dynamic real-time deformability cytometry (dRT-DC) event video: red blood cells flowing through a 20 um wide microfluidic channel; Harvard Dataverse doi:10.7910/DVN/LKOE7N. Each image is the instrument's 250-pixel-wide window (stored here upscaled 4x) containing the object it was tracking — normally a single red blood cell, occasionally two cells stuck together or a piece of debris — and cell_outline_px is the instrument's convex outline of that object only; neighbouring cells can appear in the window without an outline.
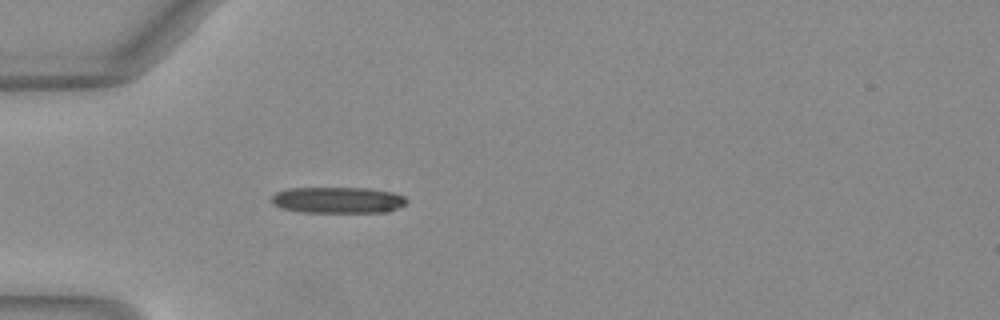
{"species": "Egyptian fruit bat (a non-hibernating species)", "species_latin": "Rousettus aegyptiacus", "temperature_condition": "warm", "stored_images_in_passage": 8, "camera_frame_rate_fps": 3000, "um_per_image_px": 0.085, "animal": {"sex": "female"}, "frame": {"image": 1, "passage_image": 1, "time_ms": 0.0, "image_size_px": [1000, 320], "cell_outline_px": [[408, 200], [400, 208], [388, 212], [300, 212], [280, 208], [272, 204], [272, 196], [276, 192], [288, 188], [368, 188], [396, 192], [404, 196]], "centroid_in_image_um": [28.74, 17.01], "position_along_channel_um": 56.3, "area_um2": 20.92}}
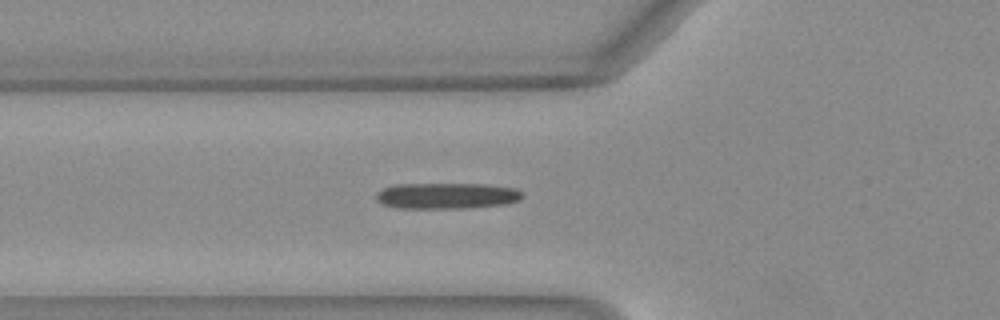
{"frame": {"image": 2, "passage_image": 4, "time_ms": 1.0, "image_size_px": [1000, 320], "cell_outline_px": [[524, 196], [520, 200], [504, 204], [472, 208], [396, 208], [380, 204], [376, 200], [376, 192], [384, 188], [396, 184], [480, 184], [512, 188], [520, 192]], "centroid_in_image_um": [37.91, 16.65], "position_along_channel_um": 87.9, "area_um2": 22.2}}